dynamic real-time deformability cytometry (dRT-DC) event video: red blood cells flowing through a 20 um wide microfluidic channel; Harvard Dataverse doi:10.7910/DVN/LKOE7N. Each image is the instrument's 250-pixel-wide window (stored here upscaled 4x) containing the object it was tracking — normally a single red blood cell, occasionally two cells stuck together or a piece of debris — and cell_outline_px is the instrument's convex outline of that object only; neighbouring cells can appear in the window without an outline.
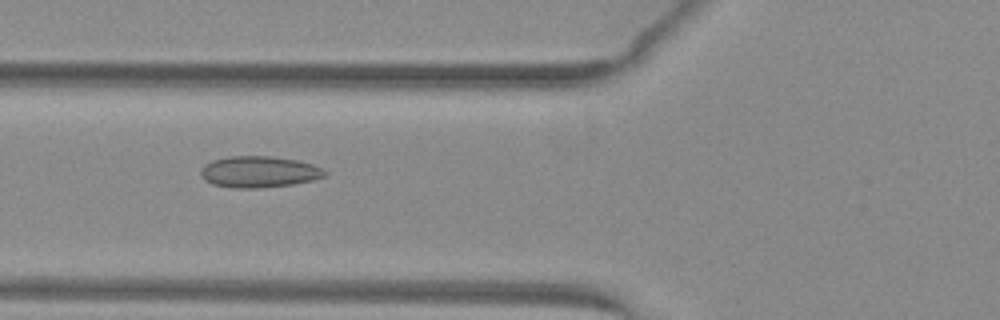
{"species": "common noctule bat (a hibernating species)", "species_latin": "Nyctalus noctula", "temperature_condition": "warm", "stored_images_in_passage": 51, "camera_frame_rate_fps": 3000, "um_per_image_px": 0.085, "animal": {"sex": "female", "body_mass_g": 29.2, "forearm_length_mm": 56.3}, "frame": {"image": 1, "passage_image": 21, "time_ms": 6.667, "image_size_px": [1000, 320], "cell_outline_px": [[328, 172], [324, 176], [312, 180], [292, 184], [260, 188], [236, 188], [212, 184], [204, 180], [200, 176], [200, 168], [204, 164], [212, 160], [228, 156], [268, 156], [296, 160], [312, 164]], "centroid_in_image_um": [21.95, 14.6], "position_along_channel_um": 103.8, "area_um2": 22.66}}
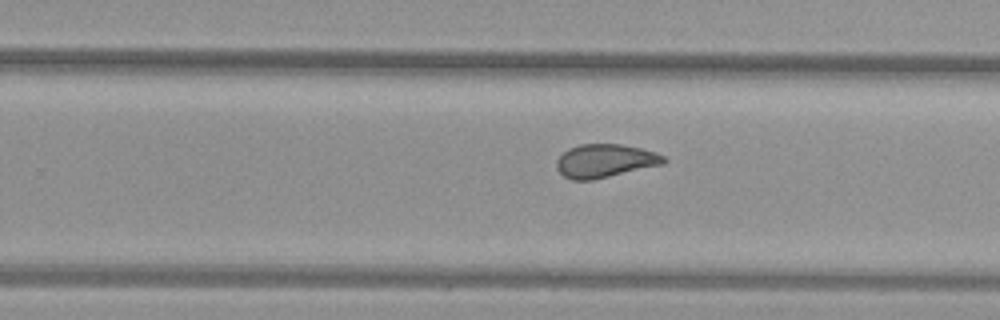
{"frame": {"image": 2, "passage_image": 34, "time_ms": 11.0, "image_size_px": [1000, 320], "cell_outline_px": [[668, 160], [664, 164], [592, 180], [572, 180], [564, 176], [556, 168], [556, 160], [568, 148], [580, 144], [620, 144], [640, 148], [656, 152], [664, 156]], "centroid_in_image_um": [51.43, 13.67], "position_along_channel_um": 278.4, "area_um2": 20.87}}
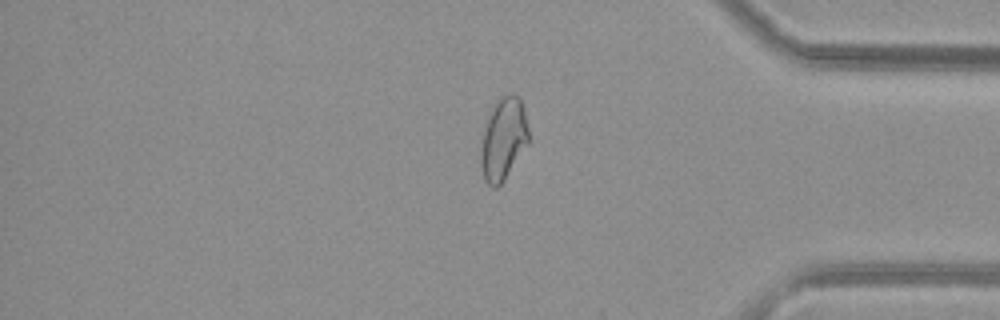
{"frame": {"image": 3, "passage_image": 44, "time_ms": 14.333, "image_size_px": [1000, 320], "cell_outline_px": [[528, 144], [504, 180], [496, 188], [492, 188], [484, 180], [480, 164], [480, 152], [488, 112], [492, 104], [496, 100], [508, 92], [512, 92], [520, 96], [524, 108], [528, 128]], "centroid_in_image_um": [42.78, 11.77], "position_along_channel_um": 392.4, "area_um2": 23.29}}